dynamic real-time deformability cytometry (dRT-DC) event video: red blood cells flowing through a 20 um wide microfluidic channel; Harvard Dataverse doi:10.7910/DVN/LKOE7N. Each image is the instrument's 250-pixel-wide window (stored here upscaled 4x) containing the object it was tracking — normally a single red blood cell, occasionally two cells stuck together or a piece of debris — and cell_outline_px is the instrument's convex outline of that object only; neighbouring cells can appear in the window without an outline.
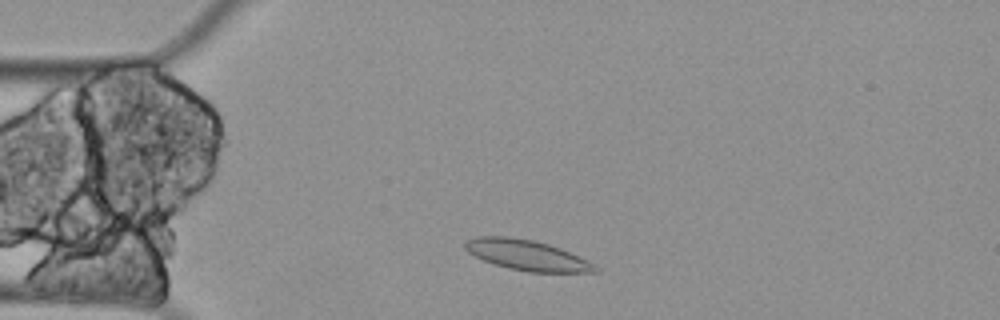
{"species": "Egyptian fruit bat (a non-hibernating species)", "species_latin": "Rousettus aegyptiacus", "temperature_condition": "cold", "stored_images_in_passage": 45, "camera_frame_rate_fps": 3000, "um_per_image_px": 0.085, "animal": {"sex": "female"}, "frame": {"image": 1, "passage_image": 6, "time_ms": 1.667, "image_size_px": [1000, 320], "cell_outline_px": [[600, 272], [528, 272], [508, 268], [484, 260], [468, 252], [464, 248], [464, 240], [480, 236], [508, 236], [532, 240], [548, 244], [560, 248], [588, 260], [596, 264], [600, 268]], "centroid_in_image_um": [44.81, 21.69], "position_along_channel_um": 40.2, "area_um2": 23.06}}
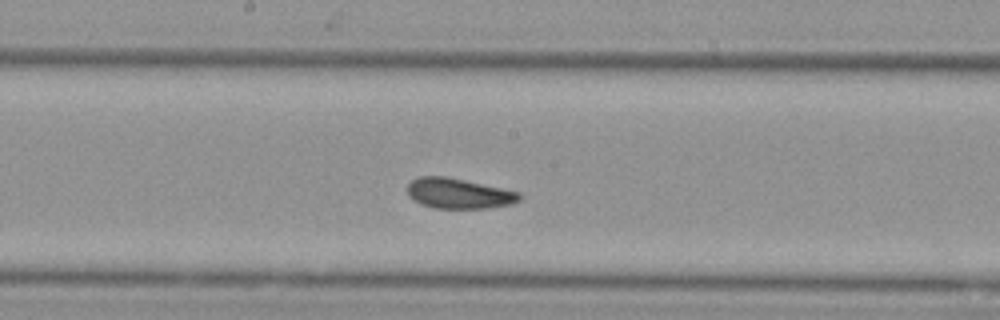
{"frame": {"image": 2, "passage_image": 23, "time_ms": 7.333, "image_size_px": [1000, 320], "cell_outline_px": [[524, 196], [520, 200], [512, 204], [488, 208], [436, 208], [420, 204], [408, 196], [408, 184], [412, 180], [420, 176], [448, 176], [520, 192]], "centroid_in_image_um": [39.02, 16.44], "position_along_channel_um": 209.2, "area_um2": 19.94}}
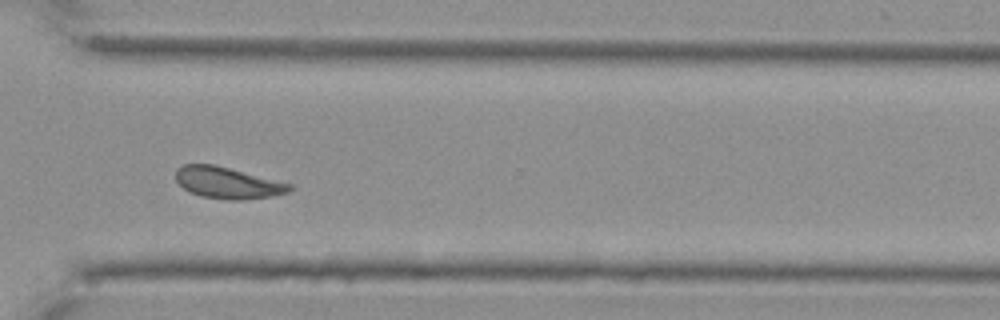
{"frame": {"image": 3, "passage_image": 36, "time_ms": 11.667, "image_size_px": [1000, 320], "cell_outline_px": [[292, 188], [288, 192], [272, 196], [240, 200], [228, 200], [200, 196], [188, 192], [176, 180], [176, 168], [184, 164], [212, 164], [292, 184]], "centroid_in_image_um": [19.31, 15.55], "position_along_channel_um": 351.3, "area_um2": 20.69}}